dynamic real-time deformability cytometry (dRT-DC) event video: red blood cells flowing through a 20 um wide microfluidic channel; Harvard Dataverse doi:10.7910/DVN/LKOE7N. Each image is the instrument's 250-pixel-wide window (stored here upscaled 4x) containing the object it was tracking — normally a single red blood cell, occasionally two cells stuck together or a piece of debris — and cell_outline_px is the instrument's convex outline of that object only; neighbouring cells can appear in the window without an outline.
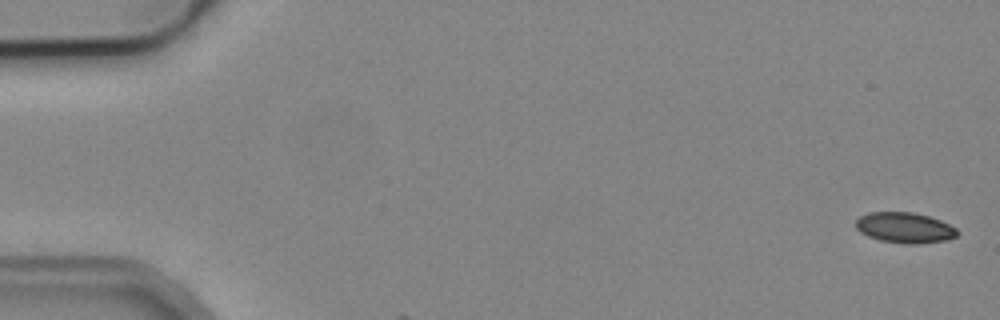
{"species": "common noctule bat (a hibernating species)", "species_latin": "Nyctalus noctula", "temperature_condition": "cold", "stored_images_in_passage": 3, "camera_frame_rate_fps": 3000, "um_per_image_px": 0.085, "animal": {"sex": "male", "body_mass_g": 19.2, "forearm_length_mm": 51.8}, "frame": {"image": 1, "passage_image": 1, "time_ms": 0.0, "image_size_px": [1000, 320], "cell_outline_px": [[960, 232], [956, 236], [948, 240], [920, 244], [908, 244], [880, 240], [868, 236], [860, 232], [856, 228], [856, 220], [860, 216], [868, 212], [912, 212], [928, 216], [940, 220], [956, 228]], "centroid_in_image_um": [76.91, 19.36], "position_along_channel_um": 8.1, "area_um2": 18.15}}